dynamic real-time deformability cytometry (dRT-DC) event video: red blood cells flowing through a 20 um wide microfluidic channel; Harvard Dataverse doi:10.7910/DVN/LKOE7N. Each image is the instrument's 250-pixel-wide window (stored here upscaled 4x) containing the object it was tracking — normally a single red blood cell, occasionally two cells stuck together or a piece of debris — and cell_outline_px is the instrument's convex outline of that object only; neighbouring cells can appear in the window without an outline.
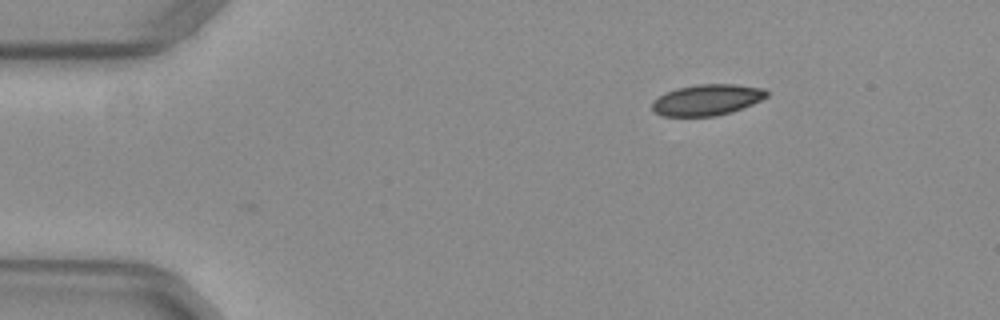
{"species": "common noctule bat (a hibernating species)", "species_latin": "Nyctalus noctula", "temperature_condition": "warm", "stored_images_in_passage": 39, "camera_frame_rate_fps": 3000, "um_per_image_px": 0.085, "animal": {"sex": "female", "body_mass_g": 29.2, "forearm_length_mm": 56.3}, "frame": {"image": 1, "passage_image": 1, "time_ms": 0.0, "image_size_px": [1000, 320], "cell_outline_px": [[768, 96], [752, 104], [732, 112], [716, 116], [664, 116], [656, 112], [652, 108], [652, 100], [676, 88], [700, 84], [736, 84], [764, 88], [768, 92]], "centroid_in_image_um": [60.12, 8.48], "position_along_channel_um": 24.9, "area_um2": 20.63}}
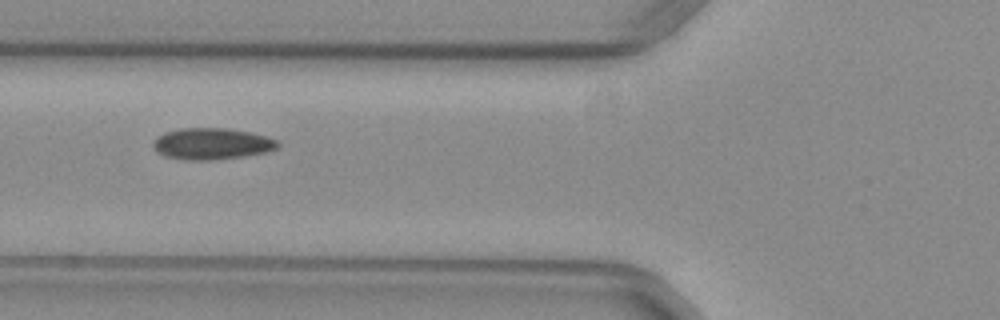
{"frame": {"image": 2, "passage_image": 13, "time_ms": 4.0, "image_size_px": [1000, 320], "cell_outline_px": [[280, 144], [276, 148], [264, 152], [244, 156], [208, 160], [184, 160], [164, 156], [156, 152], [152, 144], [164, 132], [180, 128], [228, 128], [248, 132], [264, 136], [276, 140]], "centroid_in_image_um": [17.96, 12.22], "position_along_channel_um": 107.8, "area_um2": 22.6}}
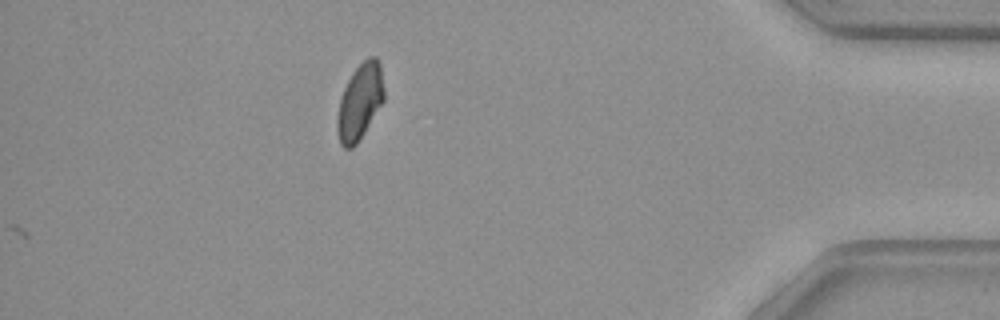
{"frame": {"image": 3, "passage_image": 39, "time_ms": 12.667, "image_size_px": [1000, 320], "cell_outline_px": [[384, 100], [364, 132], [356, 144], [352, 148], [344, 148], [340, 144], [336, 128], [336, 120], [340, 100], [344, 88], [352, 72], [368, 56], [376, 56], [380, 60], [384, 88]], "centroid_in_image_um": [30.59, 8.63], "position_along_channel_um": 404.6, "area_um2": 20.69}, "authors_computed_cell_mechanics": {"area_um2": 21.675, "velocity_mm_per_s": 3.9881, "shape_relaxation_time_tau1_ms": 6.7068, "shape_relaxation_time_tau2_ms": null, "deformation_change_tau1": 0.1213, "deformation_change_tau2": null}}